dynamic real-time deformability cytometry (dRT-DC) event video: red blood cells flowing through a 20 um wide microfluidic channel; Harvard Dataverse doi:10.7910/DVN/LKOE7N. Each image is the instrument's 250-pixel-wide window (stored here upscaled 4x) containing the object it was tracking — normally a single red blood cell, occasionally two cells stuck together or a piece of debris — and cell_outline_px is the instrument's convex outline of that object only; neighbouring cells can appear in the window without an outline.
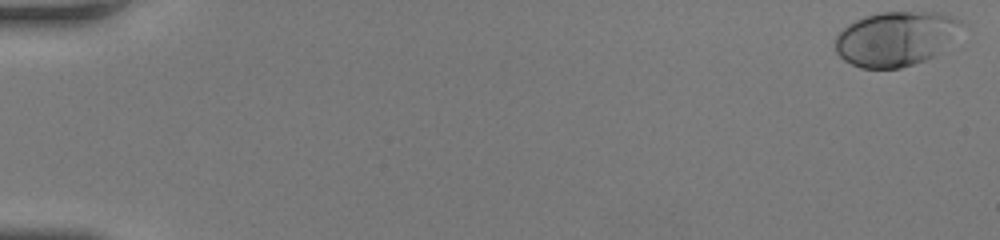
{"species": "human", "species_latin": "Homo sapiens", "temperature_condition": "room temperature", "stored_images_in_passage": 50, "camera_frame_rate_fps": 3000, "um_per_image_px": 0.085, "donor": {"sex": "female"}, "frame": {"image": 1, "passage_image": 1, "time_ms": 0.0, "image_size_px": [1000, 240], "cell_outline_px": [[960, 20], [932, 56], [924, 60], [900, 68], [860, 68], [844, 60], [836, 52], [836, 36], [848, 24], [864, 16], [880, 12], [940, 12], [952, 16]], "centroid_in_image_um": [75.96, 3.28], "position_along_channel_um": 9.0, "area_um2": 38.44}}
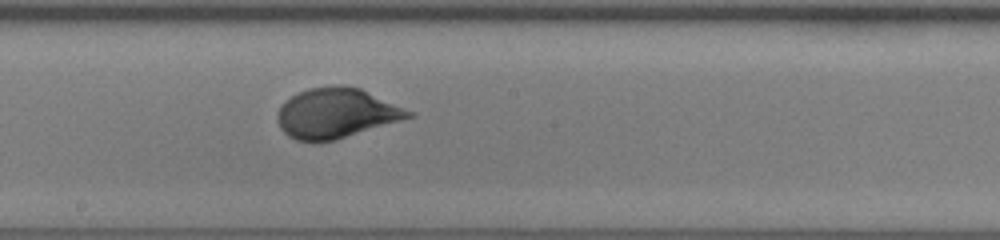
{"frame": {"image": 2, "passage_image": 29, "time_ms": 9.333, "image_size_px": [1000, 240], "cell_outline_px": [[416, 116], [336, 140], [312, 144], [296, 140], [288, 136], [280, 128], [276, 116], [276, 112], [296, 92], [308, 88], [336, 84], [344, 84], [360, 88], [416, 112]], "centroid_in_image_um": [28.6, 9.63], "position_along_channel_um": 219.6, "area_um2": 38.96}}
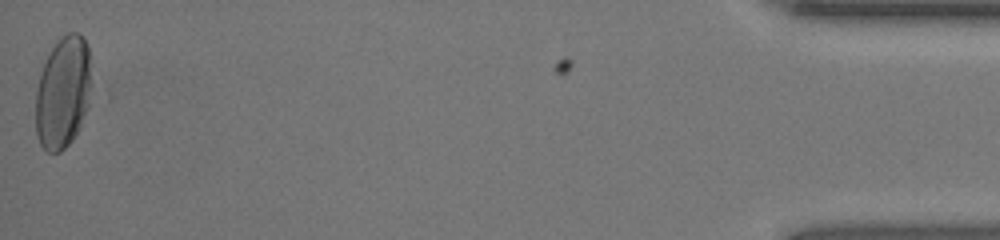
{"frame": {"image": 3, "passage_image": 50, "time_ms": 16.333, "image_size_px": [1000, 240], "cell_outline_px": [[88, 108], [80, 128], [72, 140], [60, 152], [48, 152], [40, 144], [36, 136], [36, 92], [40, 76], [44, 64], [52, 48], [68, 32], [80, 32], [84, 36], [88, 44]], "centroid_in_image_um": [5.33, 7.89], "position_along_channel_um": 429.9, "area_um2": 35.78}, "authors_computed_cell_mechanics": {"area_um2": 36.5874, "velocity_mm_per_s": 4.2559, "shape_relaxation_time_tau1_ms": 3.899, "shape_relaxation_time_tau2_ms": null, "deformation_change_tau1": 0.1788, "deformation_change_tau2": null}}